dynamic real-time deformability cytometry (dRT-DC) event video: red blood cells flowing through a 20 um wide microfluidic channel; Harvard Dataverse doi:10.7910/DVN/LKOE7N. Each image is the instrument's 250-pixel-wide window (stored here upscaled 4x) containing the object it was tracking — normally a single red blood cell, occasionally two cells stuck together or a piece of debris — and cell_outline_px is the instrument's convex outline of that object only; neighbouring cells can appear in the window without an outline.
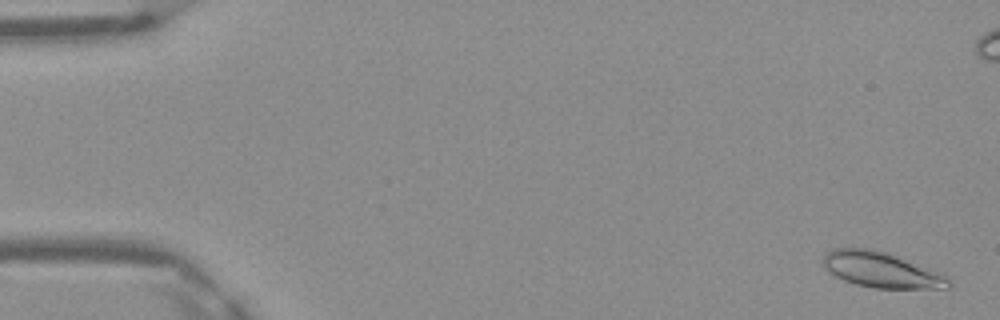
{"species": "Egyptian fruit bat (a non-hibernating species)", "species_latin": "Rousettus aegyptiacus", "temperature_condition": "warm", "stored_images_in_passage": 50, "camera_frame_rate_fps": 3000, "um_per_image_px": 0.085, "frame": {"image": 1, "passage_image": 2, "time_ms": 0.333, "image_size_px": [1000, 320], "cell_outline_px": [[952, 284], [948, 288], [872, 288], [856, 284], [844, 280], [828, 272], [824, 268], [824, 252], [832, 248], [872, 248], [888, 252], [940, 272], [948, 276]], "centroid_in_image_um": [74.92, 22.92], "position_along_channel_um": 10.1, "area_um2": 26.24}}
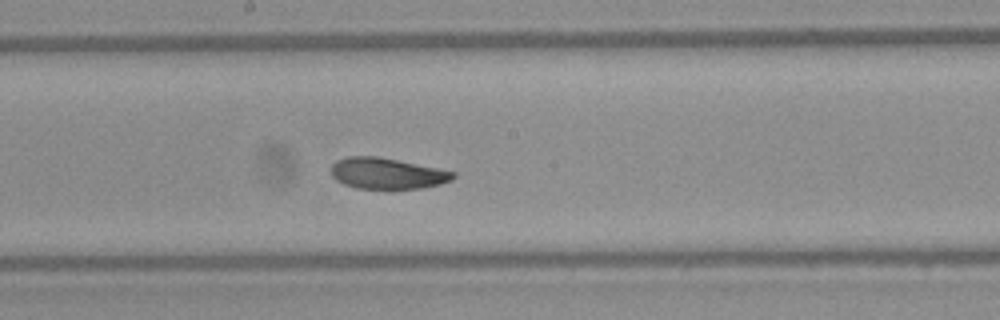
{"frame": {"image": 2, "passage_image": 27, "time_ms": 8.667, "image_size_px": [1000, 320], "cell_outline_px": [[456, 176], [452, 180], [440, 184], [420, 188], [356, 188], [344, 184], [336, 180], [332, 176], [332, 164], [336, 160], [348, 156], [376, 156], [456, 172]], "centroid_in_image_um": [32.88, 14.74], "position_along_channel_um": 215.3, "area_um2": 21.79}}
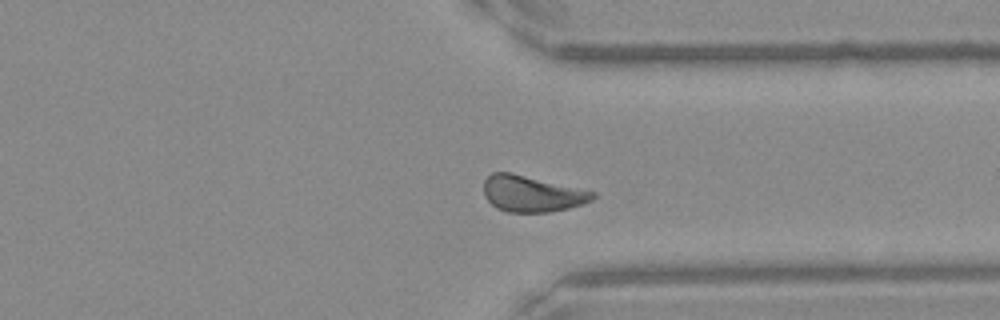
{"frame": {"image": 3, "passage_image": 38, "time_ms": 12.333, "image_size_px": [1000, 320], "cell_outline_px": [[596, 196], [592, 200], [568, 208], [548, 212], [508, 212], [496, 208], [484, 196], [484, 180], [492, 172], [512, 172], [596, 192]], "centroid_in_image_um": [45.19, 16.46], "position_along_channel_um": 366.2, "area_um2": 22.95}, "authors_computed_cell_mechanics": {"area_um2": 23.0622, "velocity_mm_per_s": 4.1244, "shape_relaxation_time_tau1_ms": 3.9701, "shape_relaxation_time_tau2_ms": 2.1091, "deformation_change_tau1": 0.1112, "deformation_change_tau2": 0.0743}}